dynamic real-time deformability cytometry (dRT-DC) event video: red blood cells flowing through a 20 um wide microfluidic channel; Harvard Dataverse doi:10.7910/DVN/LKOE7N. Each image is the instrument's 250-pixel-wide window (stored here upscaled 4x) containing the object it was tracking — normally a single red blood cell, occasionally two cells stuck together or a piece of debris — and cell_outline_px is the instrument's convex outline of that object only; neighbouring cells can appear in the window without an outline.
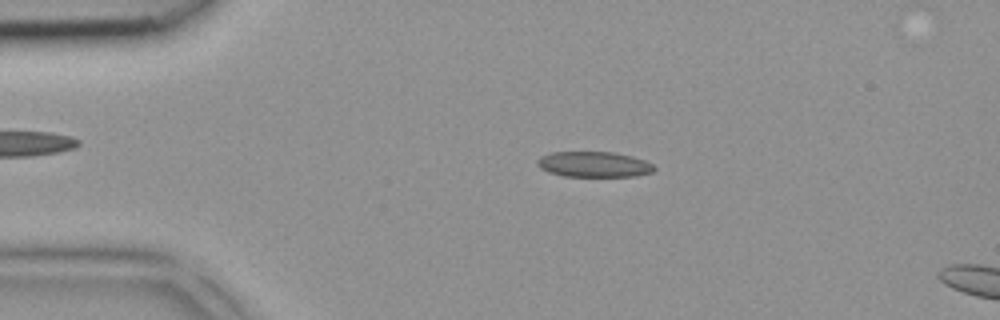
{"species": "common noctule bat (a hibernating species)", "species_latin": "Nyctalus noctula", "temperature_condition": "room temperature", "stored_images_in_passage": 3, "camera_frame_rate_fps": 3000, "um_per_image_px": 0.085, "animal": {"sex": "female", "body_mass_g": 18.4}, "frame": {"image": 1, "passage_image": 2, "time_ms": 0.333, "image_size_px": [1000, 320], "cell_outline_px": [[656, 168], [652, 172], [636, 176], [564, 176], [548, 172], [540, 168], [536, 164], [536, 160], [540, 156], [552, 152], [616, 152], [632, 156], [644, 160], [652, 164]], "centroid_in_image_um": [50.46, 13.96], "position_along_channel_um": 34.5, "area_um2": 17.46}}